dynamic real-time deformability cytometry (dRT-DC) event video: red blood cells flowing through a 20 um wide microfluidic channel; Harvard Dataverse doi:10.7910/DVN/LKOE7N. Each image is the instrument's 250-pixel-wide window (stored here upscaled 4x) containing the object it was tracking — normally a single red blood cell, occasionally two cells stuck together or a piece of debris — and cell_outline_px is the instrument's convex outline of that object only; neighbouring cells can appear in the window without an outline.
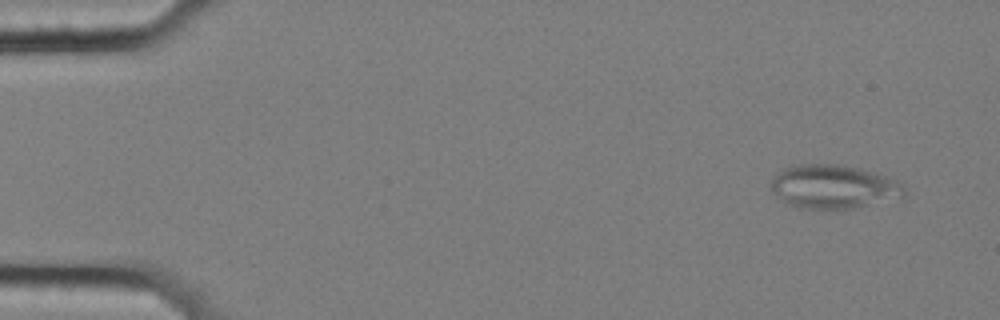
{"species": "common noctule bat (a hibernating species)", "species_latin": "Nyctalus noctula", "temperature_condition": "cold", "stored_images_in_passage": 57, "camera_frame_rate_fps": 3000, "um_per_image_px": 0.085, "animal": {"sex": "female", "body_mass_g": 25.1}, "frame": {"image": 1, "passage_image": 4, "time_ms": 1.0, "image_size_px": [1000, 320], "cell_outline_px": [[904, 196], [852, 208], [800, 208], [788, 204], [780, 200], [772, 188], [772, 180], [784, 168], [796, 164], [840, 164], [860, 168], [888, 176], [904, 184]], "centroid_in_image_um": [70.86, 15.85], "position_along_channel_um": 14.1, "area_um2": 33.58}}
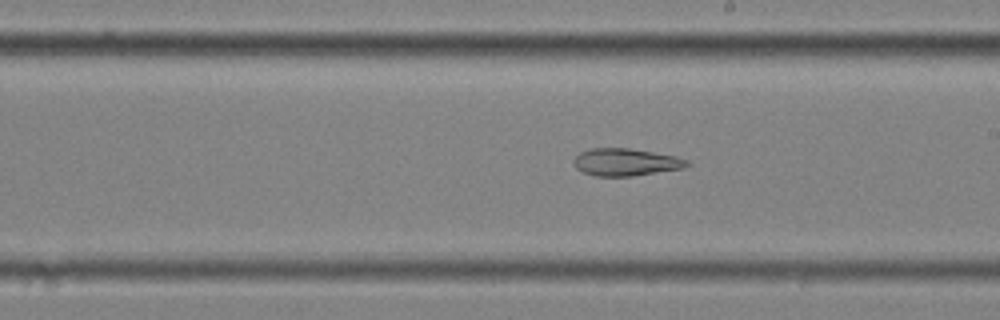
{"frame": {"image": 2, "passage_image": 33, "time_ms": 10.667, "image_size_px": [1000, 320], "cell_outline_px": [[692, 164], [684, 168], [632, 176], [592, 176], [576, 168], [572, 164], [572, 160], [580, 152], [588, 148], [628, 148], [676, 156], [688, 160]], "centroid_in_image_um": [53.17, 13.78], "position_along_channel_um": 235.8, "area_um2": 18.21}}
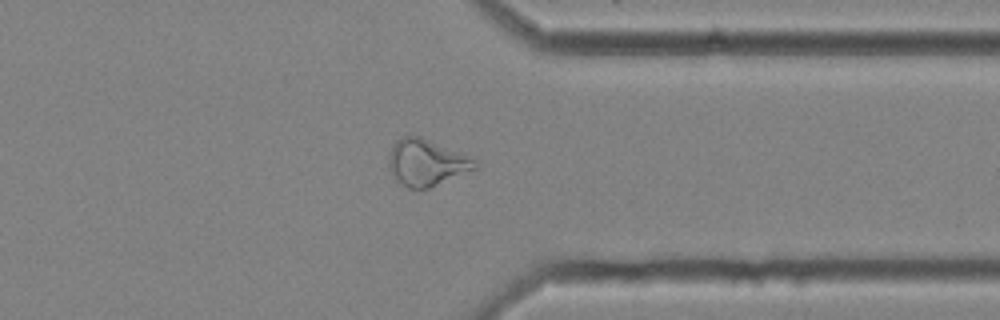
{"frame": {"image": 3, "passage_image": 45, "time_ms": 14.667, "image_size_px": [1000, 320], "cell_outline_px": [[480, 164], [476, 168], [428, 188], [408, 188], [396, 180], [388, 168], [388, 156], [396, 140], [400, 136], [420, 136], [480, 160]], "centroid_in_image_um": [36.25, 13.8], "position_along_channel_um": 375.1, "area_um2": 23.35}, "authors_computed_cell_mechanics": {"area_um2": 24.6228, "velocity_mm_per_s": 3.5292, "shape_relaxation_time_tau1_ms": null, "shape_relaxation_time_tau2_ms": 4.0419, "deformation_change_tau1": null, "deformation_change_tau2": 0.1352}}